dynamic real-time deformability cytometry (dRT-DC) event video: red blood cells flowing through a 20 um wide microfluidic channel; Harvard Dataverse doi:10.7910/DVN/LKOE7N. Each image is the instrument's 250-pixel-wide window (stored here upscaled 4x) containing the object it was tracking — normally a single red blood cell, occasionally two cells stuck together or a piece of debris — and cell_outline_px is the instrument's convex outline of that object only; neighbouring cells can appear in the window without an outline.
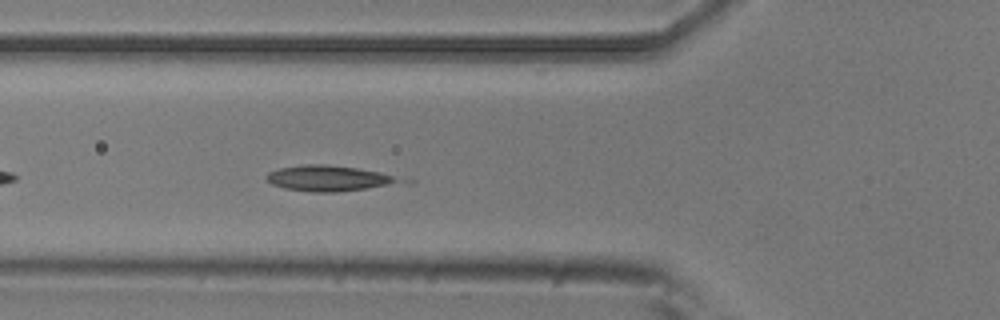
{"species": "common noctule bat (a hibernating species)", "species_latin": "Nyctalus noctula", "temperature_condition": "room temperature", "stored_images_in_passage": 32, "camera_frame_rate_fps": 3000, "um_per_image_px": 0.085, "animal": {"sex": "male", "body_mass_g": 20.5, "forearm_length_mm": 52.5}, "frame": {"image": 1, "passage_image": 7, "time_ms": 2.0, "image_size_px": [1000, 320], "cell_outline_px": [[396, 180], [388, 184], [364, 188], [336, 192], [312, 192], [284, 188], [272, 184], [264, 176], [268, 172], [280, 168], [304, 164], [324, 164], [356, 168], [380, 172], [392, 176]], "centroid_in_image_um": [27.74, 15.14], "position_along_channel_um": 98.1, "area_um2": 19.13}}
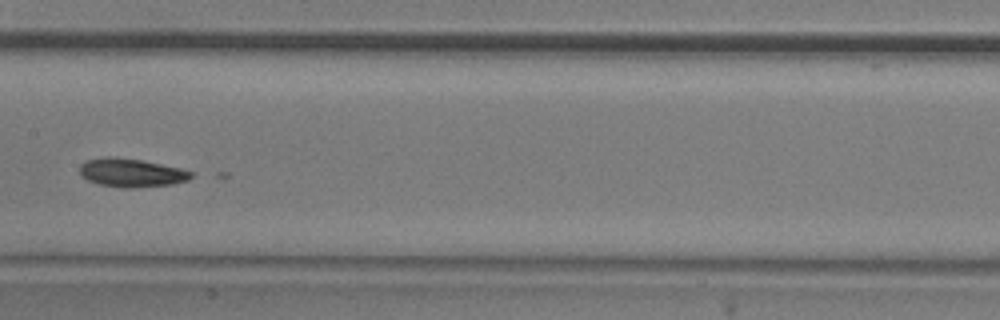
{"frame": {"image": 2, "passage_image": 15, "time_ms": 4.667, "image_size_px": [1000, 320], "cell_outline_px": [[192, 176], [188, 180], [172, 184], [132, 188], [124, 188], [100, 184], [88, 180], [80, 176], [80, 164], [88, 160], [104, 156], [112, 156], [140, 160], [180, 168], [192, 172]], "centroid_in_image_um": [11.14, 14.68], "position_along_channel_um": 196.3, "area_um2": 18.38}}
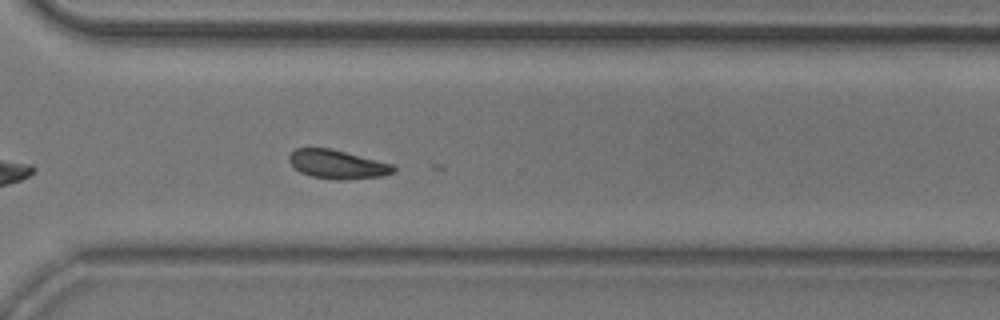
{"frame": {"image": 3, "passage_image": 27, "time_ms": 8.667, "image_size_px": [1000, 320], "cell_outline_px": [[396, 172], [380, 176], [340, 180], [336, 180], [312, 176], [300, 172], [288, 160], [288, 156], [296, 148], [328, 148], [396, 164]], "centroid_in_image_um": [28.72, 13.97], "position_along_channel_um": 341.9, "area_um2": 17.46}}